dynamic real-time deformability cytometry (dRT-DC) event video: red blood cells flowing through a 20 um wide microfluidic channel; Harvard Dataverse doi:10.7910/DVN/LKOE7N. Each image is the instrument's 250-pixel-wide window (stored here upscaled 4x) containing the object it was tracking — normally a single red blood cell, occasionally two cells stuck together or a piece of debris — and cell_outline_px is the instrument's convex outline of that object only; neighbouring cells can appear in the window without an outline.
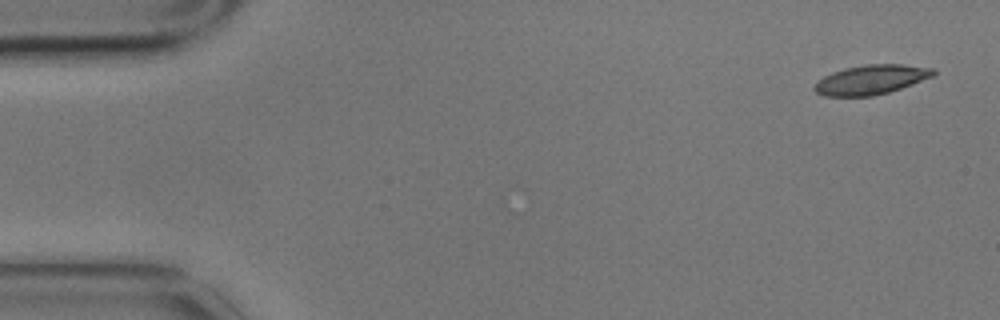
{"species": "common noctule bat (a hibernating species)", "species_latin": "Nyctalus noctula", "temperature_condition": "cold", "stored_images_in_passage": 4, "camera_frame_rate_fps": 3000, "um_per_image_px": 0.085, "animal": {"sex": "male", "body_mass_g": 17.9}, "frame": {"image": 1, "passage_image": 1, "time_ms": 0.0, "image_size_px": [1000, 320], "cell_outline_px": [[936, 72], [932, 76], [912, 84], [888, 92], [872, 96], [824, 96], [816, 92], [812, 88], [824, 76], [832, 72], [844, 68], [868, 64], [904, 64], [936, 68]], "centroid_in_image_um": [74.05, 6.76], "position_along_channel_um": 10.9, "area_um2": 20.35}}
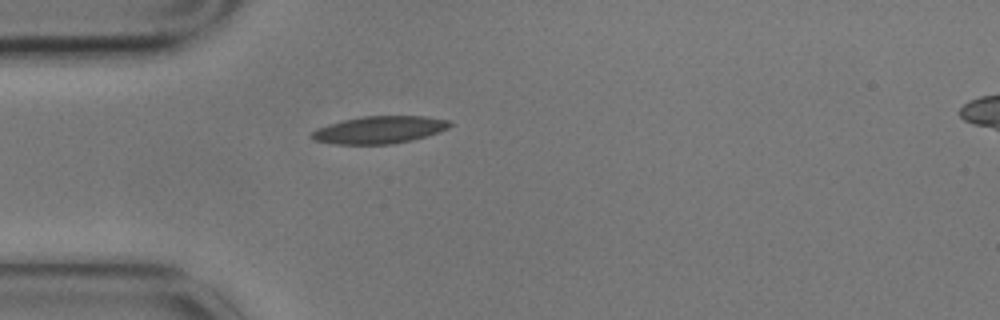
{"frame": {"image": 2, "passage_image": 4, "time_ms": 1.0, "image_size_px": [1000, 320], "cell_outline_px": [[452, 124], [448, 128], [440, 132], [412, 140], [392, 144], [332, 144], [312, 140], [308, 136], [316, 128], [328, 124], [344, 120], [364, 116], [424, 116], [448, 120]], "centroid_in_image_um": [32.21, 11.04], "position_along_channel_um": 52.8, "area_um2": 22.14}}